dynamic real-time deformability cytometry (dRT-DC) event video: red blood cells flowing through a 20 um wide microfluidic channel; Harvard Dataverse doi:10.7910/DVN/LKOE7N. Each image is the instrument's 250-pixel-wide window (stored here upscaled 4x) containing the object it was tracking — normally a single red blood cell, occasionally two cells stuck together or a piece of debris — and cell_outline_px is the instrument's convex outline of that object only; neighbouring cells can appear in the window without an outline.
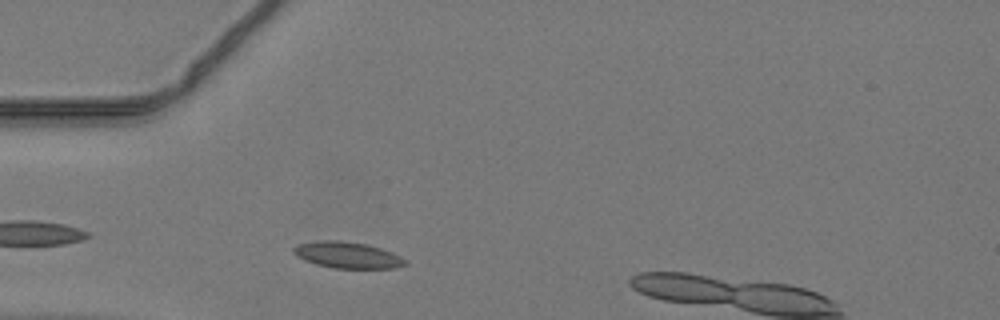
{"species": "common noctule bat (a hibernating species)", "species_latin": "Nyctalus noctula", "temperature_condition": "warm", "stored_images_in_passage": 39, "camera_frame_rate_fps": 3000, "um_per_image_px": 0.085, "animal": {"sex": "male", "body_mass_g": 19.2, "forearm_length_mm": 51.8}, "frame": {"image": 1, "passage_image": 5, "time_ms": 1.333, "image_size_px": [1000, 320], "cell_outline_px": [[408, 264], [396, 268], [336, 268], [316, 264], [304, 260], [296, 256], [292, 252], [292, 248], [296, 244], [316, 240], [340, 240], [368, 244], [392, 252], [408, 260]], "centroid_in_image_um": [29.52, 21.67], "position_along_channel_um": 55.5, "area_um2": 17.4}}
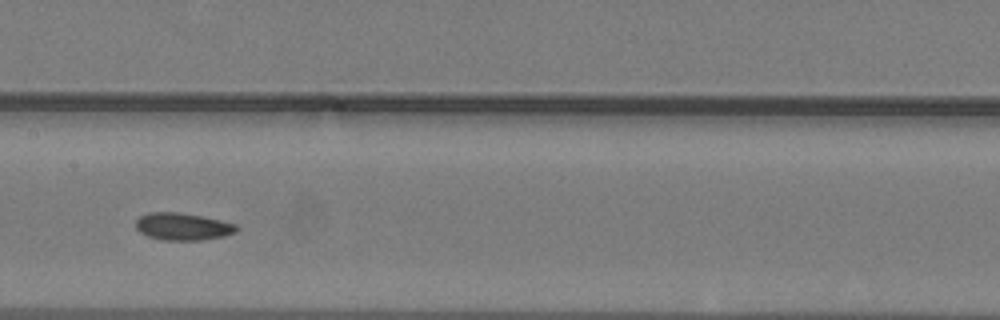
{"frame": {"image": 2, "passage_image": 15, "time_ms": 4.667, "image_size_px": [1000, 320], "cell_outline_px": [[240, 228], [236, 232], [224, 236], [200, 240], [160, 240], [148, 236], [140, 232], [136, 228], [136, 220], [140, 216], [148, 212], [180, 212], [220, 220], [236, 224]], "centroid_in_image_um": [15.53, 19.25], "position_along_channel_um": 191.9, "area_um2": 16.07}}
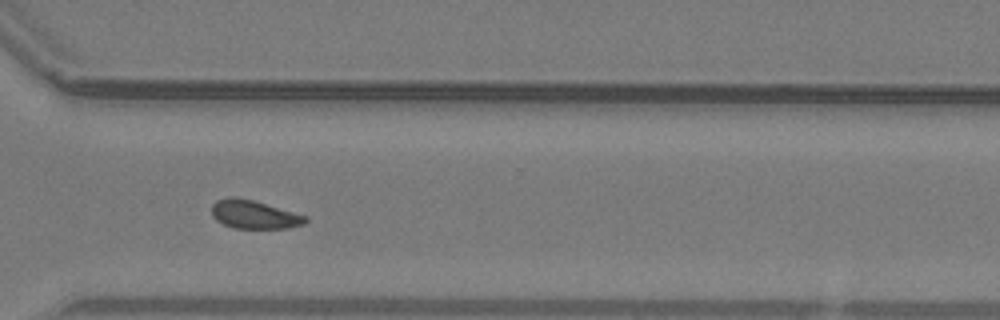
{"frame": {"image": 3, "passage_image": 26, "time_ms": 8.333, "image_size_px": [1000, 320], "cell_outline_px": [[308, 220], [304, 224], [288, 228], [236, 228], [224, 224], [216, 220], [212, 216], [212, 204], [216, 200], [228, 196], [232, 196], [252, 200], [308, 216]], "centroid_in_image_um": [21.59, 18.23], "position_along_channel_um": 349.0, "area_um2": 15.49}}